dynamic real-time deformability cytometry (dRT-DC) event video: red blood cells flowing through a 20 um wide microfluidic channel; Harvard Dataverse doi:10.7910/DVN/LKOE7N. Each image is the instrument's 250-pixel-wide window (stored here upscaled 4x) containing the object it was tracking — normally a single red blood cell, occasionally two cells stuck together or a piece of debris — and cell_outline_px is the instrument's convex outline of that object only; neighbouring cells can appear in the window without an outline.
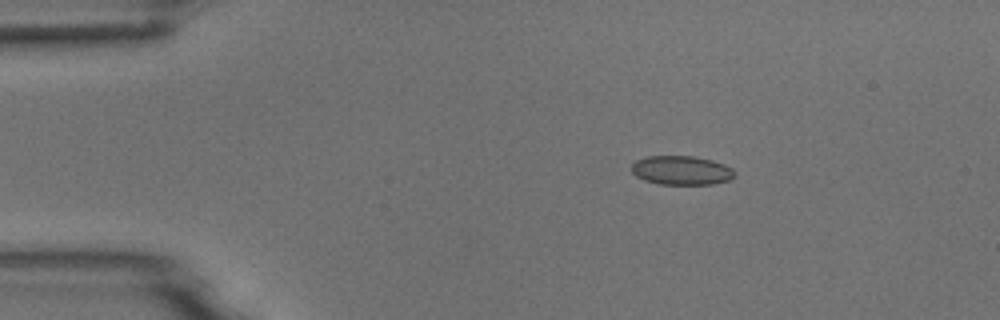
{"species": "common noctule bat (a hibernating species)", "species_latin": "Nyctalus noctula", "temperature_condition": "room temperature", "stored_images_in_passage": 46, "camera_frame_rate_fps": 3000, "um_per_image_px": 0.085, "animal": {"sex": "male", "body_mass_g": 18.8}, "frame": {"image": 1, "passage_image": 1, "time_ms": 0.0, "image_size_px": [1000, 320], "cell_outline_px": [[736, 176], [728, 180], [712, 184], [660, 184], [644, 180], [636, 176], [632, 172], [632, 164], [636, 160], [648, 156], [696, 156], [712, 160], [724, 164], [732, 168], [736, 172]], "centroid_in_image_um": [57.94, 14.47], "position_along_channel_um": 27.1, "area_um2": 17.51}}
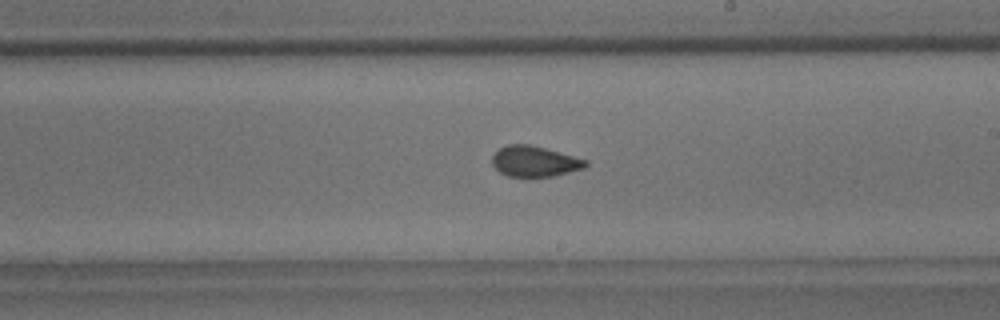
{"frame": {"image": 2, "passage_image": 23, "time_ms": 7.333, "image_size_px": [1000, 320], "cell_outline_px": [[588, 164], [584, 168], [552, 176], [508, 176], [500, 172], [492, 164], [492, 156], [500, 148], [508, 144], [528, 144], [544, 148], [588, 160]], "centroid_in_image_um": [45.43, 13.71], "position_along_channel_um": 243.6, "area_um2": 16.42}}
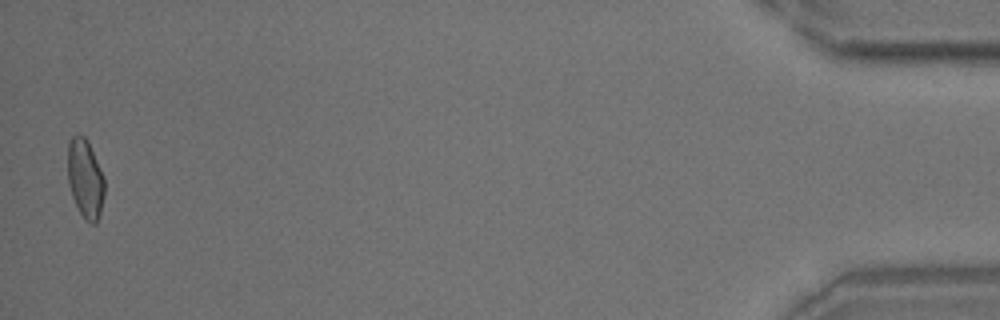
{"frame": {"image": 3, "passage_image": 45, "time_ms": 14.667, "image_size_px": [1000, 320], "cell_outline_px": [[104, 196], [100, 216], [96, 224], [92, 224], [84, 220], [72, 196], [68, 184], [68, 140], [76, 132], [80, 132], [88, 140], [104, 176]], "centroid_in_image_um": [7.25, 15.15], "position_along_channel_um": 428.0, "area_um2": 17.34}, "authors_computed_cell_mechanics": {"area_um2": 17.1088, "velocity_mm_per_s": 3.7518, "shape_relaxation_time_tau1_ms": null, "shape_relaxation_time_tau2_ms": 1.6917, "deformation_change_tau1": null, "deformation_change_tau2": 0.0625}}